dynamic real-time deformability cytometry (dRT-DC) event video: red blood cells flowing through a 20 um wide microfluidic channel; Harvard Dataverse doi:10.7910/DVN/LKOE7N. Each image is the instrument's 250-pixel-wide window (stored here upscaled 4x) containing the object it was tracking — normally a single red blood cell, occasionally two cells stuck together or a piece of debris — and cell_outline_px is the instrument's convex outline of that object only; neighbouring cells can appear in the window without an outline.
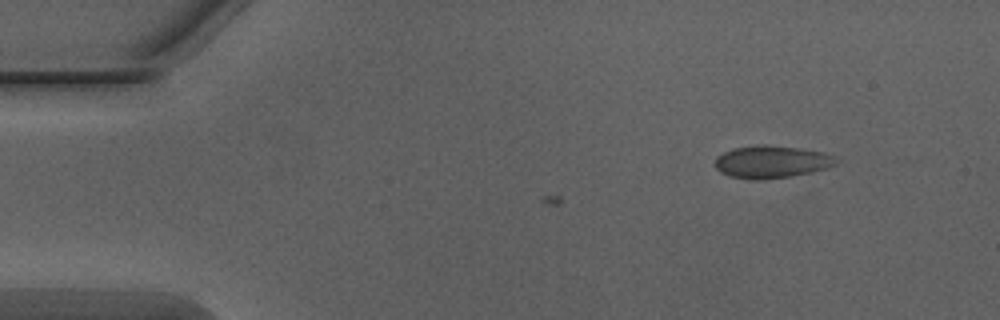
{"species": "Egyptian fruit bat (a non-hibernating species)", "species_latin": "Rousettus aegyptiacus", "temperature_condition": "warm", "stored_images_in_passage": 5, "camera_frame_rate_fps": 3000, "um_per_image_px": 0.085, "animal": {"sex": "male"}, "frame": {"image": 1, "passage_image": 5, "time_ms": 1.333, "image_size_px": [1000, 320], "cell_outline_px": [[840, 160], [836, 164], [828, 168], [812, 172], [788, 176], [756, 180], [752, 180], [728, 176], [720, 172], [716, 168], [716, 156], [732, 148], [756, 144], [768, 144], [800, 148], [824, 152], [836, 156]], "centroid_in_image_um": [65.6, 13.74], "position_along_channel_um": 19.4, "area_um2": 23.24}}